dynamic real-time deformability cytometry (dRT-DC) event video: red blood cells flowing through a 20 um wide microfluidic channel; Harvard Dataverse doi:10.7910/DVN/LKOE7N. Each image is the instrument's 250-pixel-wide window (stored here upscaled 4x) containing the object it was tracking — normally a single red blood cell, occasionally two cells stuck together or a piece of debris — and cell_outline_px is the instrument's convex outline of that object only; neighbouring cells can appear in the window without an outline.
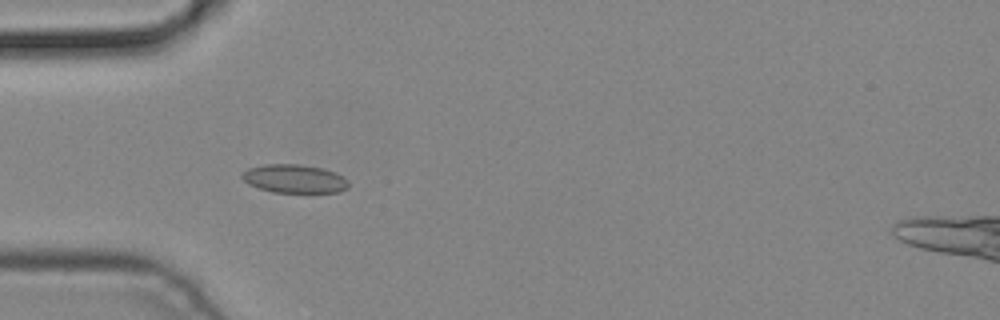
{"species": "common noctule bat (a hibernating species)", "species_latin": "Nyctalus noctula", "temperature_condition": "cold", "stored_images_in_passage": 2, "camera_frame_rate_fps": 3000, "um_per_image_px": 0.085, "animal": {"sex": "male", "body_mass_g": 19.2, "forearm_length_mm": 51.8}, "frame": {"image": 1, "passage_image": 1, "time_ms": 0.0, "image_size_px": [1000, 320], "cell_outline_px": [[348, 188], [340, 192], [272, 192], [248, 184], [240, 176], [240, 172], [248, 168], [264, 164], [300, 164], [324, 168], [336, 172], [344, 176], [348, 180]], "centroid_in_image_um": [25.03, 15.18], "position_along_channel_um": 60.0, "area_um2": 17.92}}
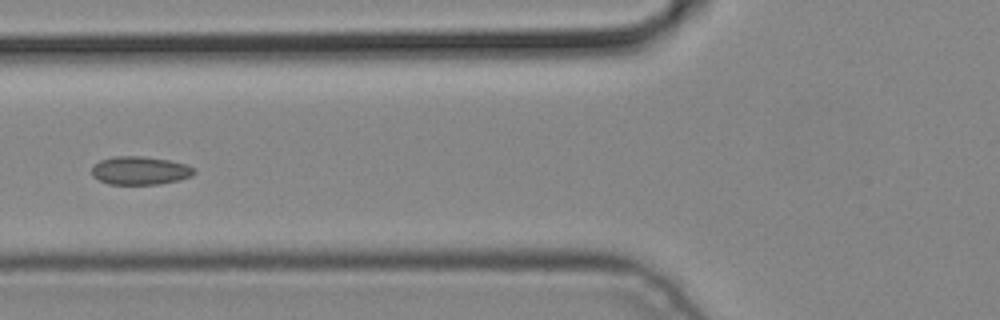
{"frame": {"image": 2, "passage_image": 2, "time_ms": 0.333, "image_size_px": [1000, 320], "cell_outline_px": [[196, 172], [192, 176], [180, 180], [160, 184], [108, 184], [92, 176], [92, 164], [100, 160], [116, 156], [144, 156], [168, 160], [188, 164], [196, 168]], "centroid_in_image_um": [11.93, 14.49], "position_along_channel_um": 113.9, "area_um2": 17.11}}